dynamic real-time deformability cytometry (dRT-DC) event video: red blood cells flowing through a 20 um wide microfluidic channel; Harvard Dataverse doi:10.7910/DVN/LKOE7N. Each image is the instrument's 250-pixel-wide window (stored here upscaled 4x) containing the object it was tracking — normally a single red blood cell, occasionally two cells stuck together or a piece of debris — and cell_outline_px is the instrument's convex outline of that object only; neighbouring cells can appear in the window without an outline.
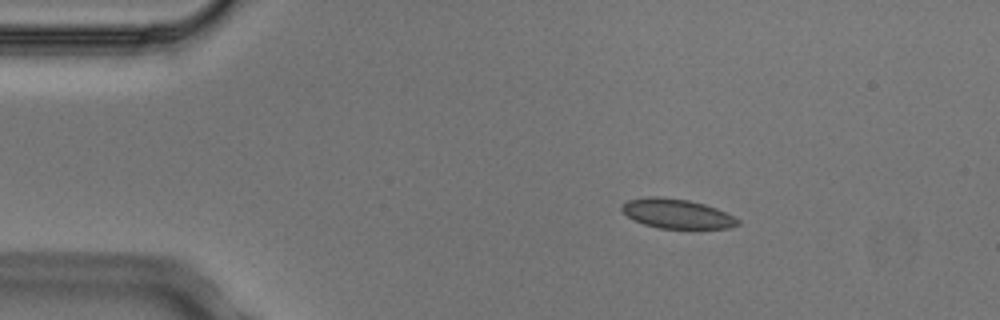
{"species": "Egyptian fruit bat (a non-hibernating species)", "species_latin": "Rousettus aegyptiacus", "temperature_condition": "cold", "stored_images_in_passage": 7, "camera_frame_rate_fps": 3000, "um_per_image_px": 0.085, "animal": {"sex": "male"}, "frame": {"image": 1, "passage_image": 2, "time_ms": 0.333, "image_size_px": [1000, 320], "cell_outline_px": [[740, 224], [728, 228], [660, 228], [644, 224], [628, 216], [620, 208], [628, 200], [648, 196], [656, 196], [688, 200], [704, 204], [716, 208], [740, 220]], "centroid_in_image_um": [57.54, 18.16], "position_along_channel_um": 27.5, "area_um2": 19.59}}
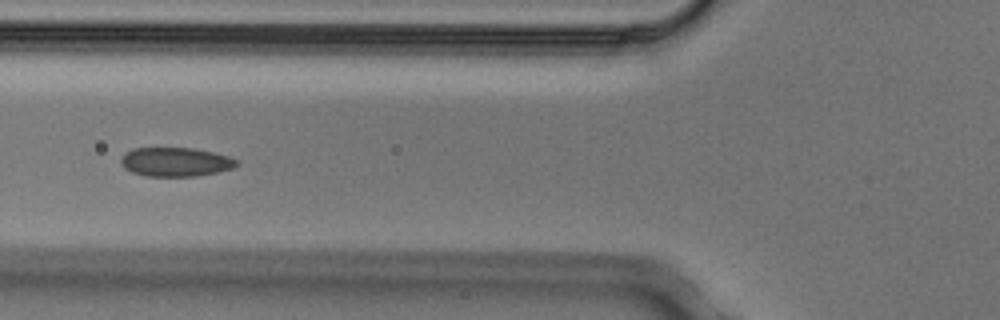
{"frame": {"image": 2, "passage_image": 5, "time_ms": 1.333, "image_size_px": [1000, 320], "cell_outline_px": [[240, 164], [232, 168], [216, 172], [196, 176], [144, 176], [132, 172], [124, 168], [120, 164], [120, 156], [124, 152], [132, 148], [192, 148], [212, 152], [228, 156], [240, 160]], "centroid_in_image_um": [14.89, 13.76], "position_along_channel_um": 110.9, "area_um2": 19.77}}
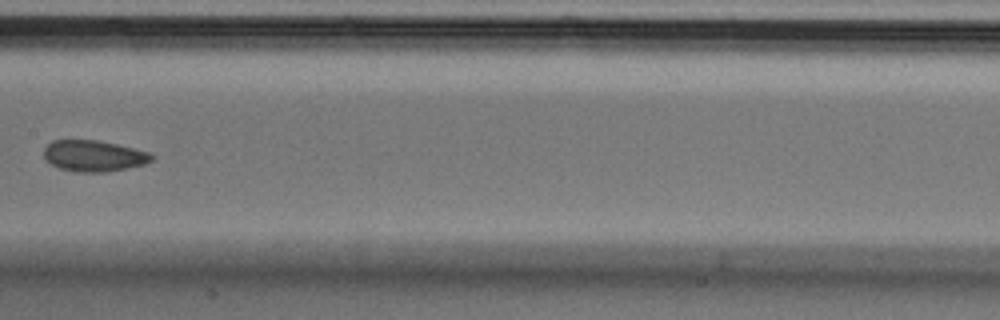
{"frame": {"image": 3, "passage_image": 7, "time_ms": 2.0, "image_size_px": [1000, 320], "cell_outline_px": [[156, 156], [152, 160], [144, 164], [104, 172], [76, 172], [60, 168], [44, 160], [44, 148], [52, 140], [96, 140], [116, 144], [148, 152]], "centroid_in_image_um": [7.94, 13.25], "position_along_channel_um": 199.5, "area_um2": 19.42}}